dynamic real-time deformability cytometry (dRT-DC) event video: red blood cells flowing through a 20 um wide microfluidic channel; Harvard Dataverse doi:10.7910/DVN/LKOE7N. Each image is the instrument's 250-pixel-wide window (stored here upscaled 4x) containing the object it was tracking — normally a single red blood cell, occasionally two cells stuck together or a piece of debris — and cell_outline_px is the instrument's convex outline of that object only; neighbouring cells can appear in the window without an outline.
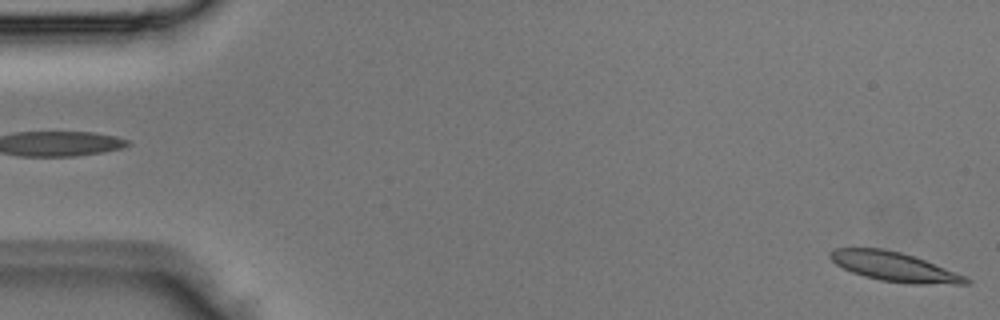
{"species": "Egyptian fruit bat (a non-hibernating species)", "species_latin": "Rousettus aegyptiacus", "temperature_condition": "room temperature", "stored_images_in_passage": 4, "segment_of_instrument_passage": [2, 2], "camera_frame_rate_fps": 3000, "um_per_image_px": 0.085, "animal": {"sex": "male"}, "frame": {"image": 1, "passage_image": 4, "time_ms": 1.0, "image_size_px": [1000, 320], "cell_outline_px": [[972, 284], [908, 284], [880, 280], [864, 276], [852, 272], [836, 264], [828, 256], [828, 252], [836, 248], [884, 248], [900, 252], [924, 260], [968, 276], [972, 280]], "centroid_in_image_um": [76.06, 22.68], "position_along_channel_um": 8.9, "area_um2": 23.29}}